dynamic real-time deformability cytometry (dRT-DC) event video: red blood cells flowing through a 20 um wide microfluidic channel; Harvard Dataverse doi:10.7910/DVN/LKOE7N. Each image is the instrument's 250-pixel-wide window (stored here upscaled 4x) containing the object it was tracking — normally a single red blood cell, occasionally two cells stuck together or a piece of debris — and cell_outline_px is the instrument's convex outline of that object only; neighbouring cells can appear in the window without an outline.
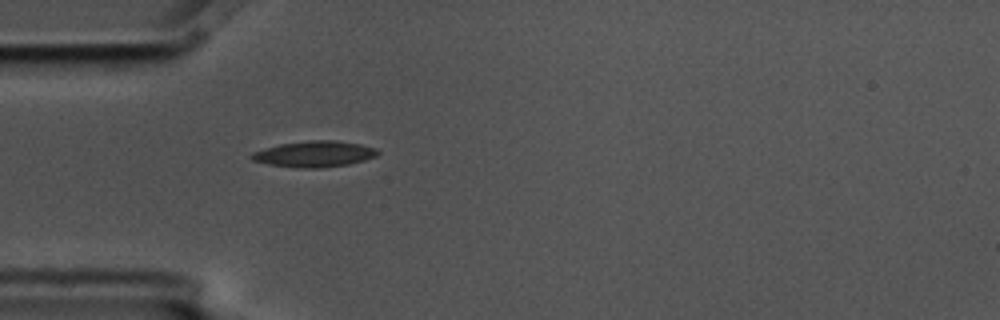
{"species": "common noctule bat (a hibernating species)", "species_latin": "Nyctalus noctula", "temperature_condition": "cold", "stored_images_in_passage": 5, "camera_frame_rate_fps": 3000, "um_per_image_px": 0.085, "animal": {"sex": "male", "body_mass_g": 17.5, "forearm_length_mm": 52.3}, "frame": {"image": 1, "passage_image": 5, "time_ms": 1.333, "image_size_px": [1000, 320], "cell_outline_px": [[380, 152], [376, 156], [364, 160], [348, 164], [320, 168], [300, 168], [268, 164], [252, 160], [248, 156], [252, 152], [280, 144], [312, 140], [336, 140], [360, 144], [376, 148]], "centroid_in_image_um": [26.72, 13.09], "position_along_channel_um": 58.3, "area_um2": 19.07}}